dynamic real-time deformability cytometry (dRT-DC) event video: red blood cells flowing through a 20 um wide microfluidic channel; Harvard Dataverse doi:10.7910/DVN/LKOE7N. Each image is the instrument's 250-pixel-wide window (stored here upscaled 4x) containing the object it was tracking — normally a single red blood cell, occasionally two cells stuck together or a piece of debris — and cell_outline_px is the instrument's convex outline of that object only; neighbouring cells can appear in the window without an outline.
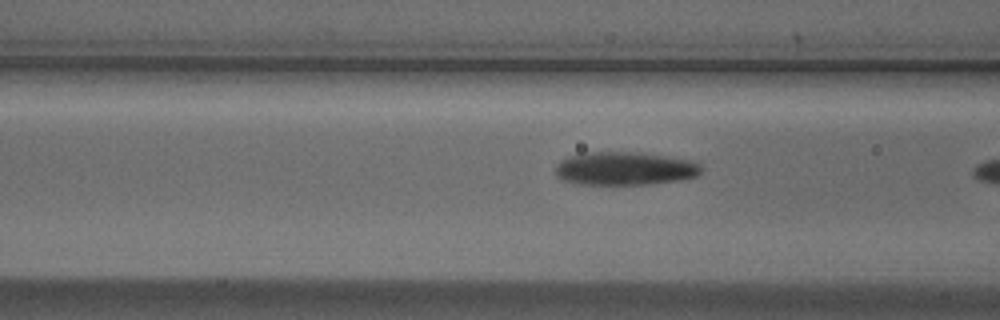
{"species": "Egyptian fruit bat (a non-hibernating species)", "species_latin": "Rousettus aegyptiacus", "temperature_condition": "cold", "stored_images_in_passage": 16, "camera_frame_rate_fps": 3000, "um_per_image_px": 0.085, "animal": {"sex": "male"}, "frame": {"image": 1, "passage_image": 15, "time_ms": 4.667, "image_size_px": [1000, 320], "cell_outline_px": [[700, 172], [696, 176], [680, 180], [652, 184], [580, 184], [564, 180], [556, 176], [556, 164], [560, 160], [568, 156], [584, 152], [640, 152], [692, 160], [700, 164]], "centroid_in_image_um": [53.09, 14.31], "position_along_channel_um": 113.5, "area_um2": 28.38}}